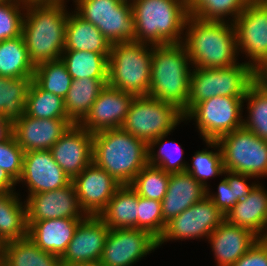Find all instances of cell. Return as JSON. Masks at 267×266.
Wrapping results in <instances>:
<instances>
[{"label":"cell","instance_id":"obj_5","mask_svg":"<svg viewBox=\"0 0 267 266\" xmlns=\"http://www.w3.org/2000/svg\"><path fill=\"white\" fill-rule=\"evenodd\" d=\"M131 5L136 42L153 46L183 42L187 0H134Z\"/></svg>","mask_w":267,"mask_h":266},{"label":"cell","instance_id":"obj_7","mask_svg":"<svg viewBox=\"0 0 267 266\" xmlns=\"http://www.w3.org/2000/svg\"><path fill=\"white\" fill-rule=\"evenodd\" d=\"M256 79V71L247 61L225 68L193 67L187 113L199 102L214 96L245 97Z\"/></svg>","mask_w":267,"mask_h":266},{"label":"cell","instance_id":"obj_25","mask_svg":"<svg viewBox=\"0 0 267 266\" xmlns=\"http://www.w3.org/2000/svg\"><path fill=\"white\" fill-rule=\"evenodd\" d=\"M225 219L233 225L247 228L259 238H267V190L261 183L226 214Z\"/></svg>","mask_w":267,"mask_h":266},{"label":"cell","instance_id":"obj_51","mask_svg":"<svg viewBox=\"0 0 267 266\" xmlns=\"http://www.w3.org/2000/svg\"><path fill=\"white\" fill-rule=\"evenodd\" d=\"M263 69H267V59L255 70L258 75Z\"/></svg>","mask_w":267,"mask_h":266},{"label":"cell","instance_id":"obj_26","mask_svg":"<svg viewBox=\"0 0 267 266\" xmlns=\"http://www.w3.org/2000/svg\"><path fill=\"white\" fill-rule=\"evenodd\" d=\"M111 46L95 25L69 12L64 50L110 53Z\"/></svg>","mask_w":267,"mask_h":266},{"label":"cell","instance_id":"obj_18","mask_svg":"<svg viewBox=\"0 0 267 266\" xmlns=\"http://www.w3.org/2000/svg\"><path fill=\"white\" fill-rule=\"evenodd\" d=\"M24 183L28 196L69 185L72 180L56 163L50 150L24 152L23 171L17 184Z\"/></svg>","mask_w":267,"mask_h":266},{"label":"cell","instance_id":"obj_16","mask_svg":"<svg viewBox=\"0 0 267 266\" xmlns=\"http://www.w3.org/2000/svg\"><path fill=\"white\" fill-rule=\"evenodd\" d=\"M108 226L98 216H86L78 225L61 257L62 266H81L100 261Z\"/></svg>","mask_w":267,"mask_h":266},{"label":"cell","instance_id":"obj_8","mask_svg":"<svg viewBox=\"0 0 267 266\" xmlns=\"http://www.w3.org/2000/svg\"><path fill=\"white\" fill-rule=\"evenodd\" d=\"M184 120L175 105L151 96H136L121 129L149 144L155 138L171 134Z\"/></svg>","mask_w":267,"mask_h":266},{"label":"cell","instance_id":"obj_2","mask_svg":"<svg viewBox=\"0 0 267 266\" xmlns=\"http://www.w3.org/2000/svg\"><path fill=\"white\" fill-rule=\"evenodd\" d=\"M66 2L26 8L22 36L35 67L61 58L69 15Z\"/></svg>","mask_w":267,"mask_h":266},{"label":"cell","instance_id":"obj_21","mask_svg":"<svg viewBox=\"0 0 267 266\" xmlns=\"http://www.w3.org/2000/svg\"><path fill=\"white\" fill-rule=\"evenodd\" d=\"M72 125L70 119H38L24 113L13 122L14 137L24 152L50 150Z\"/></svg>","mask_w":267,"mask_h":266},{"label":"cell","instance_id":"obj_27","mask_svg":"<svg viewBox=\"0 0 267 266\" xmlns=\"http://www.w3.org/2000/svg\"><path fill=\"white\" fill-rule=\"evenodd\" d=\"M137 215L138 195L129 185H122L98 217L109 229H125L137 228Z\"/></svg>","mask_w":267,"mask_h":266},{"label":"cell","instance_id":"obj_4","mask_svg":"<svg viewBox=\"0 0 267 266\" xmlns=\"http://www.w3.org/2000/svg\"><path fill=\"white\" fill-rule=\"evenodd\" d=\"M92 161L121 185H129L148 164V144L119 129L93 133Z\"/></svg>","mask_w":267,"mask_h":266},{"label":"cell","instance_id":"obj_46","mask_svg":"<svg viewBox=\"0 0 267 266\" xmlns=\"http://www.w3.org/2000/svg\"><path fill=\"white\" fill-rule=\"evenodd\" d=\"M210 190V188H207V196L226 216V214H228L233 206L237 203V201L234 199L233 188H230L227 180L223 178L217 187V194L211 193Z\"/></svg>","mask_w":267,"mask_h":266},{"label":"cell","instance_id":"obj_3","mask_svg":"<svg viewBox=\"0 0 267 266\" xmlns=\"http://www.w3.org/2000/svg\"><path fill=\"white\" fill-rule=\"evenodd\" d=\"M191 68L190 57L182 43L153 46L148 96L175 105L185 116Z\"/></svg>","mask_w":267,"mask_h":266},{"label":"cell","instance_id":"obj_48","mask_svg":"<svg viewBox=\"0 0 267 266\" xmlns=\"http://www.w3.org/2000/svg\"><path fill=\"white\" fill-rule=\"evenodd\" d=\"M17 182L5 171L0 168V193L15 192Z\"/></svg>","mask_w":267,"mask_h":266},{"label":"cell","instance_id":"obj_22","mask_svg":"<svg viewBox=\"0 0 267 266\" xmlns=\"http://www.w3.org/2000/svg\"><path fill=\"white\" fill-rule=\"evenodd\" d=\"M258 239L249 229L230 224L226 219L207 238L217 266H232Z\"/></svg>","mask_w":267,"mask_h":266},{"label":"cell","instance_id":"obj_37","mask_svg":"<svg viewBox=\"0 0 267 266\" xmlns=\"http://www.w3.org/2000/svg\"><path fill=\"white\" fill-rule=\"evenodd\" d=\"M168 135H161L148 144V164L157 166L167 173L185 172L188 163L182 159L183 149L175 141H166L165 137Z\"/></svg>","mask_w":267,"mask_h":266},{"label":"cell","instance_id":"obj_49","mask_svg":"<svg viewBox=\"0 0 267 266\" xmlns=\"http://www.w3.org/2000/svg\"><path fill=\"white\" fill-rule=\"evenodd\" d=\"M15 1L26 9L32 6L50 5L67 0H15Z\"/></svg>","mask_w":267,"mask_h":266},{"label":"cell","instance_id":"obj_36","mask_svg":"<svg viewBox=\"0 0 267 266\" xmlns=\"http://www.w3.org/2000/svg\"><path fill=\"white\" fill-rule=\"evenodd\" d=\"M244 102H248V116L243 119V127L267 141V88L258 78L249 86Z\"/></svg>","mask_w":267,"mask_h":266},{"label":"cell","instance_id":"obj_39","mask_svg":"<svg viewBox=\"0 0 267 266\" xmlns=\"http://www.w3.org/2000/svg\"><path fill=\"white\" fill-rule=\"evenodd\" d=\"M33 80L45 91L65 98L72 77L61 59L44 62L35 67Z\"/></svg>","mask_w":267,"mask_h":266},{"label":"cell","instance_id":"obj_35","mask_svg":"<svg viewBox=\"0 0 267 266\" xmlns=\"http://www.w3.org/2000/svg\"><path fill=\"white\" fill-rule=\"evenodd\" d=\"M25 114L38 119H69L64 99L43 90L34 80L28 89Z\"/></svg>","mask_w":267,"mask_h":266},{"label":"cell","instance_id":"obj_33","mask_svg":"<svg viewBox=\"0 0 267 266\" xmlns=\"http://www.w3.org/2000/svg\"><path fill=\"white\" fill-rule=\"evenodd\" d=\"M33 78L0 76V118L13 122L25 113L28 89Z\"/></svg>","mask_w":267,"mask_h":266},{"label":"cell","instance_id":"obj_43","mask_svg":"<svg viewBox=\"0 0 267 266\" xmlns=\"http://www.w3.org/2000/svg\"><path fill=\"white\" fill-rule=\"evenodd\" d=\"M24 150L17 143L14 135L0 144V168L5 170L16 182L23 171Z\"/></svg>","mask_w":267,"mask_h":266},{"label":"cell","instance_id":"obj_32","mask_svg":"<svg viewBox=\"0 0 267 266\" xmlns=\"http://www.w3.org/2000/svg\"><path fill=\"white\" fill-rule=\"evenodd\" d=\"M34 70L22 35L0 41V76L33 78Z\"/></svg>","mask_w":267,"mask_h":266},{"label":"cell","instance_id":"obj_23","mask_svg":"<svg viewBox=\"0 0 267 266\" xmlns=\"http://www.w3.org/2000/svg\"><path fill=\"white\" fill-rule=\"evenodd\" d=\"M82 220L59 218L27 221V236L42 250L61 258Z\"/></svg>","mask_w":267,"mask_h":266},{"label":"cell","instance_id":"obj_10","mask_svg":"<svg viewBox=\"0 0 267 266\" xmlns=\"http://www.w3.org/2000/svg\"><path fill=\"white\" fill-rule=\"evenodd\" d=\"M220 145L224 170L255 177L267 176V141L241 127L221 136Z\"/></svg>","mask_w":267,"mask_h":266},{"label":"cell","instance_id":"obj_52","mask_svg":"<svg viewBox=\"0 0 267 266\" xmlns=\"http://www.w3.org/2000/svg\"><path fill=\"white\" fill-rule=\"evenodd\" d=\"M5 244L6 243L0 237V261L2 259L3 254H4Z\"/></svg>","mask_w":267,"mask_h":266},{"label":"cell","instance_id":"obj_29","mask_svg":"<svg viewBox=\"0 0 267 266\" xmlns=\"http://www.w3.org/2000/svg\"><path fill=\"white\" fill-rule=\"evenodd\" d=\"M16 192L0 193V237L7 243L27 237L26 202Z\"/></svg>","mask_w":267,"mask_h":266},{"label":"cell","instance_id":"obj_41","mask_svg":"<svg viewBox=\"0 0 267 266\" xmlns=\"http://www.w3.org/2000/svg\"><path fill=\"white\" fill-rule=\"evenodd\" d=\"M165 226L161 202L138 195L137 229H144L159 239Z\"/></svg>","mask_w":267,"mask_h":266},{"label":"cell","instance_id":"obj_34","mask_svg":"<svg viewBox=\"0 0 267 266\" xmlns=\"http://www.w3.org/2000/svg\"><path fill=\"white\" fill-rule=\"evenodd\" d=\"M250 1L251 0H187V11L189 16L201 20L229 21L233 23ZM225 18H228V20Z\"/></svg>","mask_w":267,"mask_h":266},{"label":"cell","instance_id":"obj_30","mask_svg":"<svg viewBox=\"0 0 267 266\" xmlns=\"http://www.w3.org/2000/svg\"><path fill=\"white\" fill-rule=\"evenodd\" d=\"M0 266H62L61 258L39 248L28 236L5 244Z\"/></svg>","mask_w":267,"mask_h":266},{"label":"cell","instance_id":"obj_44","mask_svg":"<svg viewBox=\"0 0 267 266\" xmlns=\"http://www.w3.org/2000/svg\"><path fill=\"white\" fill-rule=\"evenodd\" d=\"M232 266H267V238H259Z\"/></svg>","mask_w":267,"mask_h":266},{"label":"cell","instance_id":"obj_6","mask_svg":"<svg viewBox=\"0 0 267 266\" xmlns=\"http://www.w3.org/2000/svg\"><path fill=\"white\" fill-rule=\"evenodd\" d=\"M153 45L136 41L113 43L108 57L107 85L135 96L148 95Z\"/></svg>","mask_w":267,"mask_h":266},{"label":"cell","instance_id":"obj_20","mask_svg":"<svg viewBox=\"0 0 267 266\" xmlns=\"http://www.w3.org/2000/svg\"><path fill=\"white\" fill-rule=\"evenodd\" d=\"M50 151L56 163L73 180L92 162L93 133L79 124H74L59 138Z\"/></svg>","mask_w":267,"mask_h":266},{"label":"cell","instance_id":"obj_24","mask_svg":"<svg viewBox=\"0 0 267 266\" xmlns=\"http://www.w3.org/2000/svg\"><path fill=\"white\" fill-rule=\"evenodd\" d=\"M207 196V189L186 172L170 173L168 188L161 201L165 223Z\"/></svg>","mask_w":267,"mask_h":266},{"label":"cell","instance_id":"obj_54","mask_svg":"<svg viewBox=\"0 0 267 266\" xmlns=\"http://www.w3.org/2000/svg\"><path fill=\"white\" fill-rule=\"evenodd\" d=\"M7 0H0V4H2V3H4V2H6Z\"/></svg>","mask_w":267,"mask_h":266},{"label":"cell","instance_id":"obj_15","mask_svg":"<svg viewBox=\"0 0 267 266\" xmlns=\"http://www.w3.org/2000/svg\"><path fill=\"white\" fill-rule=\"evenodd\" d=\"M78 202L86 216H99L122 186L93 161L72 180Z\"/></svg>","mask_w":267,"mask_h":266},{"label":"cell","instance_id":"obj_19","mask_svg":"<svg viewBox=\"0 0 267 266\" xmlns=\"http://www.w3.org/2000/svg\"><path fill=\"white\" fill-rule=\"evenodd\" d=\"M25 202L27 221L86 217L80 208L73 182L60 189L27 196Z\"/></svg>","mask_w":267,"mask_h":266},{"label":"cell","instance_id":"obj_38","mask_svg":"<svg viewBox=\"0 0 267 266\" xmlns=\"http://www.w3.org/2000/svg\"><path fill=\"white\" fill-rule=\"evenodd\" d=\"M207 148L218 149L216 152L208 149L195 152L192 157V165L188 164L185 170L186 173L192 175L206 189L209 188L207 179L223 174V159L220 145L217 141H205ZM191 165V166H190Z\"/></svg>","mask_w":267,"mask_h":266},{"label":"cell","instance_id":"obj_47","mask_svg":"<svg viewBox=\"0 0 267 266\" xmlns=\"http://www.w3.org/2000/svg\"><path fill=\"white\" fill-rule=\"evenodd\" d=\"M13 135V121L7 118H0V144L8 141Z\"/></svg>","mask_w":267,"mask_h":266},{"label":"cell","instance_id":"obj_28","mask_svg":"<svg viewBox=\"0 0 267 266\" xmlns=\"http://www.w3.org/2000/svg\"><path fill=\"white\" fill-rule=\"evenodd\" d=\"M107 81L108 79H72L64 101L67 116L74 124H79L85 118Z\"/></svg>","mask_w":267,"mask_h":266},{"label":"cell","instance_id":"obj_17","mask_svg":"<svg viewBox=\"0 0 267 266\" xmlns=\"http://www.w3.org/2000/svg\"><path fill=\"white\" fill-rule=\"evenodd\" d=\"M135 97L134 94L106 85L79 125L90 133L119 129Z\"/></svg>","mask_w":267,"mask_h":266},{"label":"cell","instance_id":"obj_9","mask_svg":"<svg viewBox=\"0 0 267 266\" xmlns=\"http://www.w3.org/2000/svg\"><path fill=\"white\" fill-rule=\"evenodd\" d=\"M75 12L95 25L113 43L136 41L131 2L123 0H73Z\"/></svg>","mask_w":267,"mask_h":266},{"label":"cell","instance_id":"obj_40","mask_svg":"<svg viewBox=\"0 0 267 266\" xmlns=\"http://www.w3.org/2000/svg\"><path fill=\"white\" fill-rule=\"evenodd\" d=\"M170 173L157 166L147 164L132 180L129 186L137 195L162 201L169 183Z\"/></svg>","mask_w":267,"mask_h":266},{"label":"cell","instance_id":"obj_31","mask_svg":"<svg viewBox=\"0 0 267 266\" xmlns=\"http://www.w3.org/2000/svg\"><path fill=\"white\" fill-rule=\"evenodd\" d=\"M110 53L64 50L61 60L72 79H108V57Z\"/></svg>","mask_w":267,"mask_h":266},{"label":"cell","instance_id":"obj_50","mask_svg":"<svg viewBox=\"0 0 267 266\" xmlns=\"http://www.w3.org/2000/svg\"><path fill=\"white\" fill-rule=\"evenodd\" d=\"M257 78L261 83L267 88V69H263L258 75Z\"/></svg>","mask_w":267,"mask_h":266},{"label":"cell","instance_id":"obj_12","mask_svg":"<svg viewBox=\"0 0 267 266\" xmlns=\"http://www.w3.org/2000/svg\"><path fill=\"white\" fill-rule=\"evenodd\" d=\"M224 220L225 215L206 196L166 223L158 247L170 240L207 239Z\"/></svg>","mask_w":267,"mask_h":266},{"label":"cell","instance_id":"obj_1","mask_svg":"<svg viewBox=\"0 0 267 266\" xmlns=\"http://www.w3.org/2000/svg\"><path fill=\"white\" fill-rule=\"evenodd\" d=\"M185 29L182 44L192 67L216 69L239 63L233 23L205 21L189 16Z\"/></svg>","mask_w":267,"mask_h":266},{"label":"cell","instance_id":"obj_13","mask_svg":"<svg viewBox=\"0 0 267 266\" xmlns=\"http://www.w3.org/2000/svg\"><path fill=\"white\" fill-rule=\"evenodd\" d=\"M238 54L256 70L267 59V0H251L233 22Z\"/></svg>","mask_w":267,"mask_h":266},{"label":"cell","instance_id":"obj_53","mask_svg":"<svg viewBox=\"0 0 267 266\" xmlns=\"http://www.w3.org/2000/svg\"><path fill=\"white\" fill-rule=\"evenodd\" d=\"M81 266H106V265H103L100 262H97V263H90V264L81 265Z\"/></svg>","mask_w":267,"mask_h":266},{"label":"cell","instance_id":"obj_45","mask_svg":"<svg viewBox=\"0 0 267 266\" xmlns=\"http://www.w3.org/2000/svg\"><path fill=\"white\" fill-rule=\"evenodd\" d=\"M223 174L225 175V179L227 180L228 185L230 188H233L234 192V199L238 202L239 200L244 199L258 184L253 182L252 184H248V178L252 179L255 178L250 175L233 172L229 170H224Z\"/></svg>","mask_w":267,"mask_h":266},{"label":"cell","instance_id":"obj_14","mask_svg":"<svg viewBox=\"0 0 267 266\" xmlns=\"http://www.w3.org/2000/svg\"><path fill=\"white\" fill-rule=\"evenodd\" d=\"M156 248L158 239L144 229H109L99 262L106 266H133Z\"/></svg>","mask_w":267,"mask_h":266},{"label":"cell","instance_id":"obj_42","mask_svg":"<svg viewBox=\"0 0 267 266\" xmlns=\"http://www.w3.org/2000/svg\"><path fill=\"white\" fill-rule=\"evenodd\" d=\"M26 9L15 0L0 4V41L14 39L22 35Z\"/></svg>","mask_w":267,"mask_h":266},{"label":"cell","instance_id":"obj_11","mask_svg":"<svg viewBox=\"0 0 267 266\" xmlns=\"http://www.w3.org/2000/svg\"><path fill=\"white\" fill-rule=\"evenodd\" d=\"M244 97L214 96L196 104L184 120H194L203 141H217L221 136L243 127Z\"/></svg>","mask_w":267,"mask_h":266}]
</instances>
